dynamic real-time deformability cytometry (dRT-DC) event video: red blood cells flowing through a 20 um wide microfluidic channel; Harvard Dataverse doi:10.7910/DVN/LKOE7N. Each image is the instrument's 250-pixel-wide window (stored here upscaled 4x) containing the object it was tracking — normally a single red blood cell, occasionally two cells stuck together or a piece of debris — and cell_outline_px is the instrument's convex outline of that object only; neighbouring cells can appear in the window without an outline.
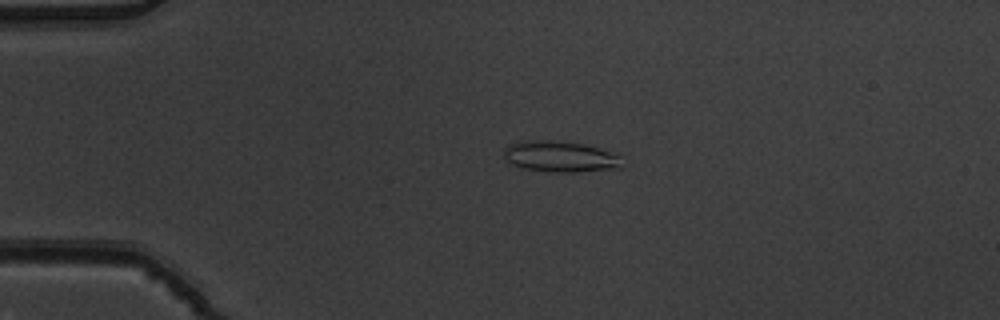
{"species": "common noctule bat (a hibernating species)", "species_latin": "Nyctalus noctula", "temperature_condition": "warm", "stored_images_in_passage": 5, "camera_frame_rate_fps": 3000, "um_per_image_px": 0.085, "animal": {"sex": "male", "body_mass_g": 19.5, "forearm_length_mm": 54.6}, "frame": {"image": 1, "passage_image": 4, "time_ms": 1.0, "image_size_px": [1000, 320], "cell_outline_px": [[620, 168], [576, 172], [552, 172], [524, 168], [512, 164], [504, 156], [504, 148], [520, 140], [556, 140], [584, 144], [620, 156]], "centroid_in_image_um": [47.57, 13.3], "position_along_channel_um": 37.4, "area_um2": 21.1}}